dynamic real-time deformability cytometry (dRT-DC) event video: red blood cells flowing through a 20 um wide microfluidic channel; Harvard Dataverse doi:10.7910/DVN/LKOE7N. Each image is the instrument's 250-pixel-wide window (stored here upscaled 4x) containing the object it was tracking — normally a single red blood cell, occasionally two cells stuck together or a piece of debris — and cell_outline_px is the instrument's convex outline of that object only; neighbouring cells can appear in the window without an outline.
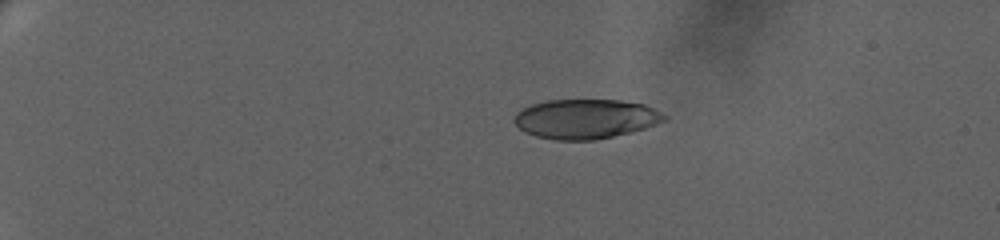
{"species": "human", "species_latin": "Homo sapiens", "temperature_condition": "warm", "stored_images_in_passage": 52, "camera_frame_rate_fps": 3000, "um_per_image_px": 0.085, "donor": {"sex": "female"}, "frame": {"image": 1, "passage_image": 1, "time_ms": 0.0, "image_size_px": [1000, 240], "cell_outline_px": [[668, 120], [632, 132], [592, 140], [556, 140], [536, 136], [524, 132], [512, 120], [516, 112], [520, 108], [532, 104], [548, 100], [620, 100], [644, 104], [668, 116]], "centroid_in_image_um": [49.76, 10.1], "position_along_channel_um": 35.2, "area_um2": 34.68}}
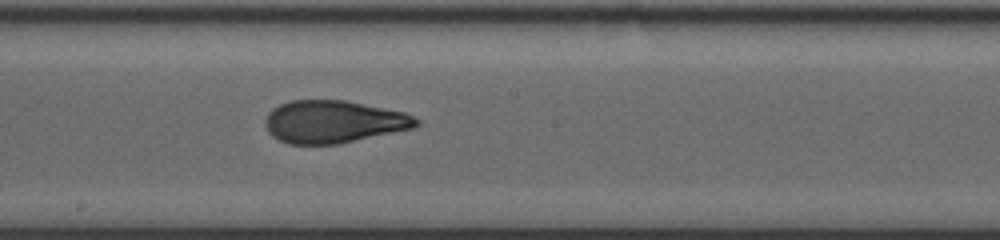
{"frame": {"image": 2, "passage_image": 27, "time_ms": 8.667, "image_size_px": [1000, 240], "cell_outline_px": [[420, 124], [412, 128], [340, 144], [288, 144], [272, 136], [268, 132], [264, 124], [264, 120], [268, 112], [272, 108], [280, 104], [292, 100], [344, 100], [404, 112], [420, 120]], "centroid_in_image_um": [28.31, 10.35], "position_along_channel_um": 219.9, "area_um2": 37.45}}
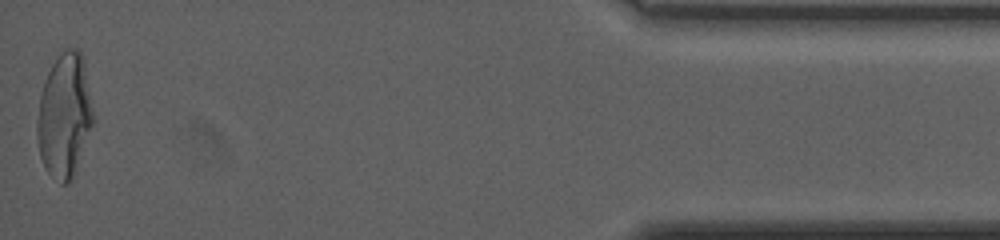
{"frame": {"image": 3, "passage_image": 52, "time_ms": 17.0, "image_size_px": [1000, 240], "cell_outline_px": [[92, 124], [76, 168], [68, 184], [60, 184], [44, 168], [40, 156], [36, 136], [36, 120], [40, 96], [48, 72], [52, 64], [60, 52], [64, 48], [76, 48], [80, 52], [84, 64], [92, 108]], "centroid_in_image_um": [5.44, 9.83], "position_along_channel_um": 429.8, "area_um2": 39.94}, "authors_computed_cell_mechanics": {"area_um2": 37.6278, "velocity_mm_per_s": 3.2925, "shape_relaxation_time_tau1_ms": 7.9656, "shape_relaxation_time_tau2_ms": 1.3223, "deformation_change_tau1": 0.2556, "deformation_change_tau2": 0.079}}